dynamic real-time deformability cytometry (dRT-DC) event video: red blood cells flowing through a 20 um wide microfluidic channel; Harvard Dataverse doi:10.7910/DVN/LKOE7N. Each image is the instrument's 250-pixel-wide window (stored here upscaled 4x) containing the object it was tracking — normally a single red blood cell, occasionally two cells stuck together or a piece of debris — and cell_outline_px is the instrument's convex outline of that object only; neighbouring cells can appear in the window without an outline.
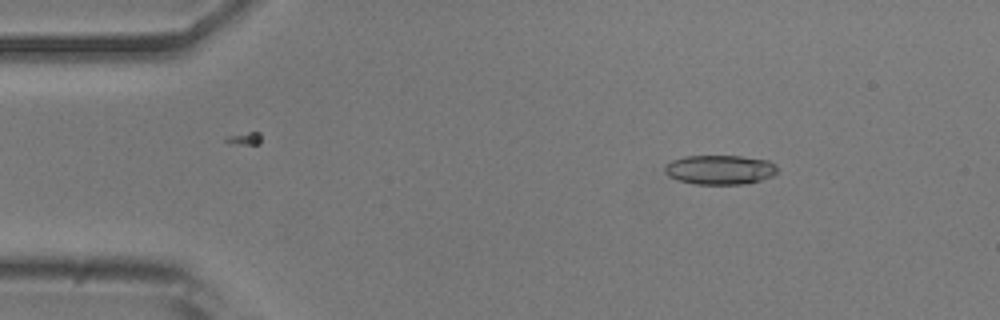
{"species": "common noctule bat (a hibernating species)", "species_latin": "Nyctalus noctula", "temperature_condition": "room temperature", "stored_images_in_passage": 48, "camera_frame_rate_fps": 3000, "um_per_image_px": 0.085, "animal": {"sex": "male", "body_mass_g": 20.5, "forearm_length_mm": 52.5}, "frame": {"image": 1, "passage_image": 4, "time_ms": 1.0, "image_size_px": [1000, 320], "cell_outline_px": [[776, 172], [772, 176], [760, 180], [744, 184], [696, 184], [680, 180], [668, 176], [664, 172], [664, 164], [672, 160], [684, 156], [740, 156], [768, 160], [776, 164]], "centroid_in_image_um": [61.16, 14.42], "position_along_channel_um": 23.8, "area_um2": 19.31}}
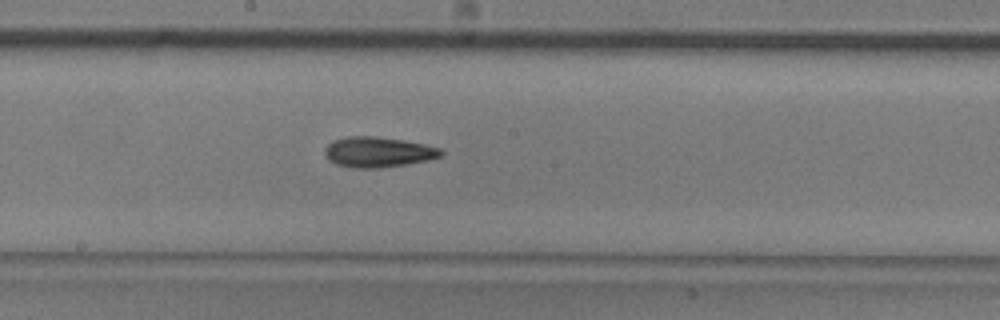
{"frame": {"image": 2, "passage_image": 24, "time_ms": 7.667, "image_size_px": [1000, 320], "cell_outline_px": [[444, 152], [440, 156], [428, 160], [380, 168], [352, 168], [336, 164], [328, 160], [324, 152], [324, 148], [332, 140], [348, 136], [376, 136], [404, 140], [424, 144], [440, 148]], "centroid_in_image_um": [32.1, 12.92], "position_along_channel_um": 216.1, "area_um2": 20.63}}
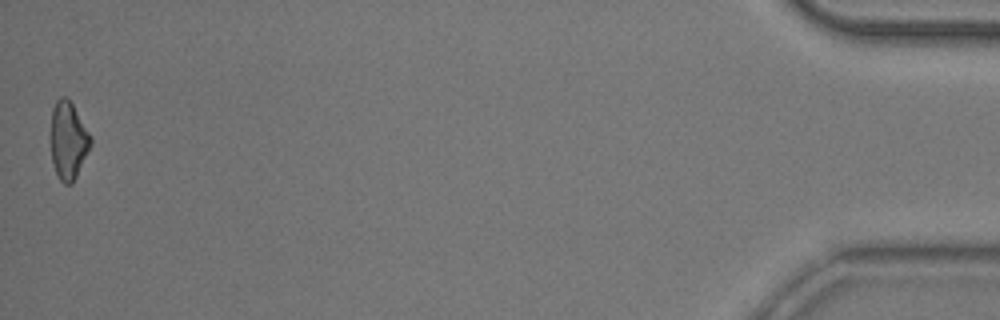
{"frame": {"image": 3, "passage_image": 48, "time_ms": 15.667, "image_size_px": [1000, 320], "cell_outline_px": [[92, 144], [72, 184], [64, 184], [60, 180], [56, 172], [52, 160], [48, 136], [52, 108], [56, 100], [60, 96], [64, 96], [72, 104], [92, 136]], "centroid_in_image_um": [5.76, 11.92], "position_along_channel_um": 429.4, "area_um2": 18.5}, "authors_computed_cell_mechanics": {"area_um2": 19.2474, "velocity_mm_per_s": 3.8827, "shape_relaxation_time_tau1_ms": 3.8447, "shape_relaxation_time_tau2_ms": 4.8894, "deformation_change_tau1": 0.1391, "deformation_change_tau2": 0.1509}}